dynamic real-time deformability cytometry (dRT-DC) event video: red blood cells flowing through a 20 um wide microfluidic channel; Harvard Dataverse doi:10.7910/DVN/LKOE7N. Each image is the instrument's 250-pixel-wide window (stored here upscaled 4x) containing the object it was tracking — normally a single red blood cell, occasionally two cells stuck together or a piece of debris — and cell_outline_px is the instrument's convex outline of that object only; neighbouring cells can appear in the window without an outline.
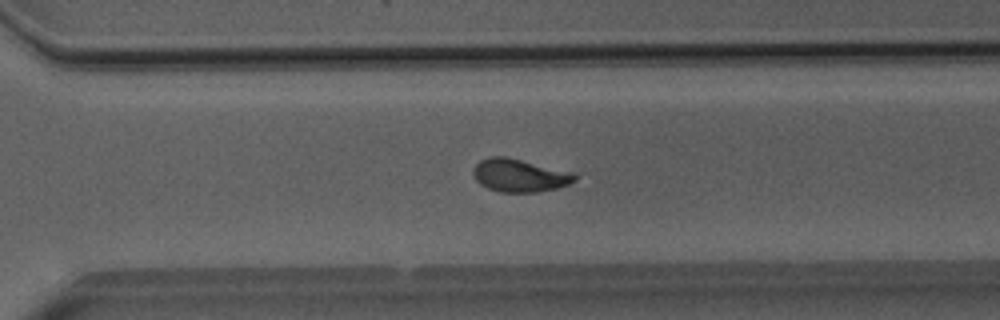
{"species": "Egyptian fruit bat (a non-hibernating species)", "species_latin": "Rousettus aegyptiacus", "temperature_condition": "room temperature", "stored_images_in_passage": 51, "camera_frame_rate_fps": 3000, "um_per_image_px": 0.085, "animal": {"sex": "male"}, "frame": {"image": 1, "passage_image": 36, "time_ms": 11.667, "image_size_px": [1000, 320], "cell_outline_px": [[576, 180], [568, 184], [556, 188], [536, 192], [500, 192], [488, 188], [480, 184], [476, 180], [472, 172], [472, 168], [480, 160], [488, 156], [504, 156], [572, 172], [576, 176]], "centroid_in_image_um": [44.11, 14.91], "position_along_channel_um": 326.5, "area_um2": 19.36}}
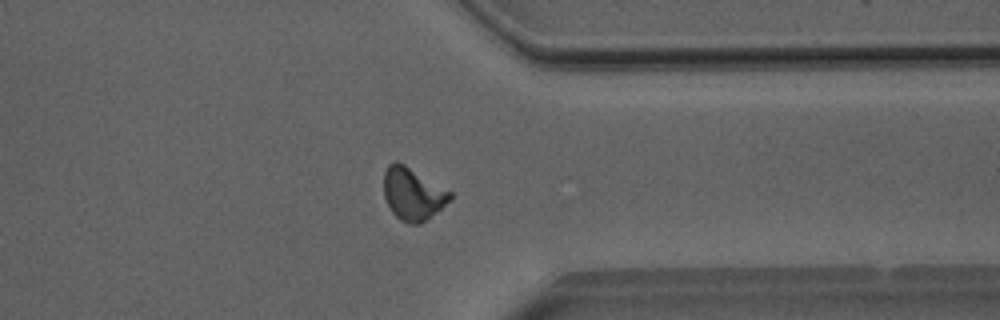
{"frame": {"image": 2, "passage_image": 40, "time_ms": 13.0, "image_size_px": [1000, 320], "cell_outline_px": [[452, 200], [420, 224], [408, 224], [400, 220], [392, 212], [384, 196], [384, 172], [388, 164], [396, 160], [404, 164], [452, 192]], "centroid_in_image_um": [35.09, 16.48], "position_along_channel_um": 376.3, "area_um2": 20.23}}
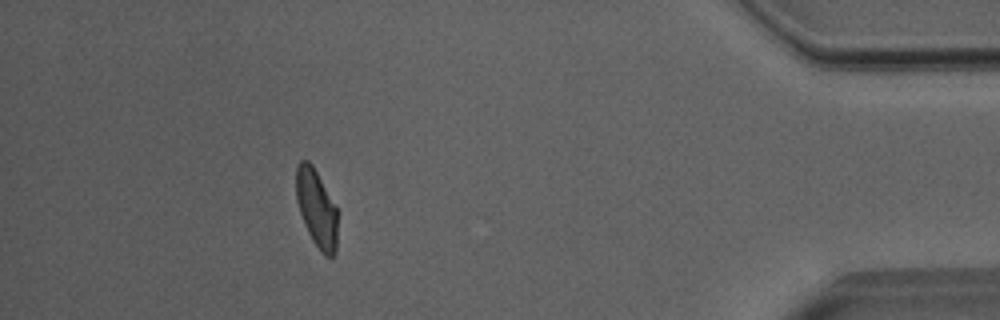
{"frame": {"image": 3, "passage_image": 46, "time_ms": 15.0, "image_size_px": [1000, 320], "cell_outline_px": [[336, 252], [332, 256], [324, 256], [320, 252], [312, 240], [304, 224], [296, 200], [296, 168], [300, 160], [308, 160], [312, 164], [336, 208]], "centroid_in_image_um": [26.88, 17.72], "position_along_channel_um": 408.3, "area_um2": 18.44}, "authors_computed_cell_mechanics": {"area_um2": 19.8254, "velocity_mm_per_s": 4.0193, "shape_relaxation_time_tau1_ms": 3.768, "shape_relaxation_time_tau2_ms": 0.9724, "deformation_change_tau1": 0.1375, "deformation_change_tau2": 0.0583}}